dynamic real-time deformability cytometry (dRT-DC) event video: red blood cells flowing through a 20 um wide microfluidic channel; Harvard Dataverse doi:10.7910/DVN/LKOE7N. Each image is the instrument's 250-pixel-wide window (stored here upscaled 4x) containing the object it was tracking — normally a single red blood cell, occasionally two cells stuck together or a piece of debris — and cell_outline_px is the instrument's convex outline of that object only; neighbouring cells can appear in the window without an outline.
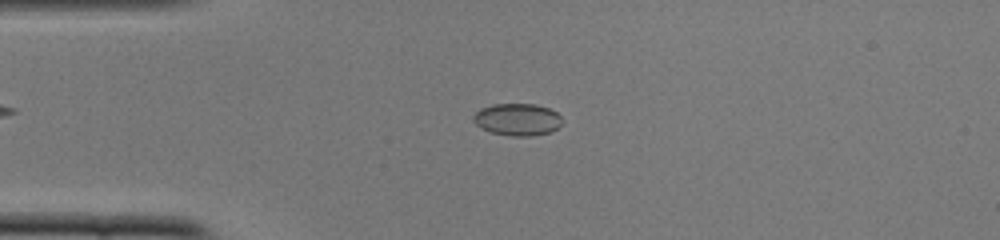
{"species": "common noctule bat (a hibernating species)", "species_latin": "Nyctalus noctula", "temperature_condition": "cold", "stored_images_in_passage": 44, "camera_frame_rate_fps": 3000, "um_per_image_px": 0.085, "animal": {"sex": "female", "body_mass_g": 22.0, "forearm_length_mm": 56.7}, "frame": {"image": 1, "passage_image": 5, "time_ms": 1.333, "image_size_px": [1000, 240], "cell_outline_px": [[560, 124], [552, 132], [532, 136], [512, 136], [492, 132], [476, 124], [472, 120], [472, 116], [480, 108], [492, 104], [536, 104], [548, 108], [556, 112], [560, 116]], "centroid_in_image_um": [43.96, 10.15], "position_along_channel_um": 41.0, "area_um2": 16.53}}
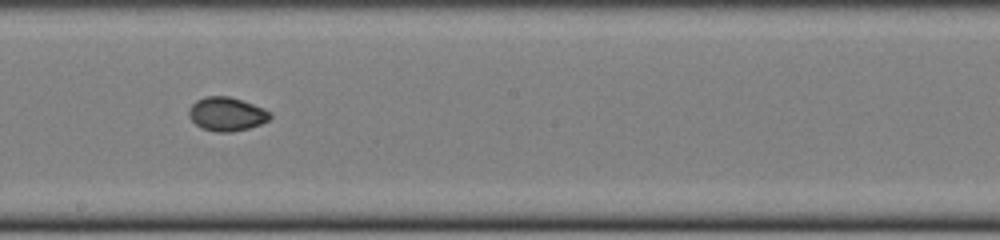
{"frame": {"image": 2, "passage_image": 21, "time_ms": 6.667, "image_size_px": [1000, 240], "cell_outline_px": [[272, 116], [268, 120], [260, 124], [248, 128], [228, 132], [216, 132], [200, 128], [188, 116], [188, 108], [196, 100], [204, 96], [228, 96], [264, 108], [272, 112]], "centroid_in_image_um": [19.24, 9.69], "position_along_channel_um": 229.0, "area_um2": 16.01}}
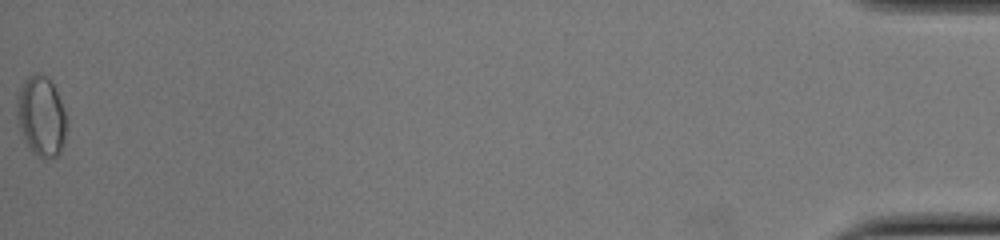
{"frame": {"image": 3, "passage_image": 44, "time_ms": 14.333, "image_size_px": [1000, 240], "cell_outline_px": [[68, 128], [64, 144], [60, 152], [52, 160], [44, 160], [36, 156], [32, 152], [24, 140], [16, 116], [16, 96], [24, 80], [28, 76], [36, 72], [44, 76], [52, 84], [60, 100], [64, 112]], "centroid_in_image_um": [3.5, 9.95], "position_along_channel_um": 431.7, "area_um2": 23.52}, "authors_computed_cell_mechanics": {"area_um2": 15.9528, "velocity_mm_per_s": 3.9338, "shape_relaxation_time_tau1_ms": 7.6529, "shape_relaxation_time_tau2_ms": 2.531, "deformation_change_tau1": 0.1576, "deformation_change_tau2": 0.0405}}